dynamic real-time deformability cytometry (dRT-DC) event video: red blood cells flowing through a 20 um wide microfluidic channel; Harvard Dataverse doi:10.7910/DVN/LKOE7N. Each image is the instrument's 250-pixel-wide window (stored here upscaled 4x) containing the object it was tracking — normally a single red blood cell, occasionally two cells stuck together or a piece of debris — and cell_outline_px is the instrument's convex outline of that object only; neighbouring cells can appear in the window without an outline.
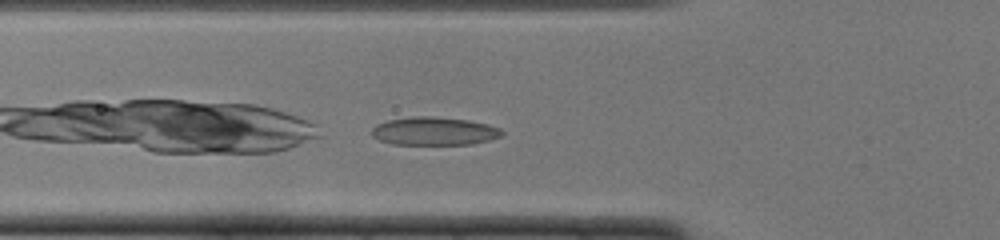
{"species": "common noctule bat (a hibernating species)", "species_latin": "Nyctalus noctula", "temperature_condition": "cold", "stored_images_in_passage": 24, "camera_frame_rate_fps": 3000, "um_per_image_px": 0.085, "animal": {"sex": "female", "body_mass_g": 22.0, "forearm_length_mm": 56.7}, "frame": {"image": 1, "passage_image": 3, "time_ms": 0.667, "image_size_px": [1000, 240], "cell_outline_px": [[504, 132], [500, 136], [488, 140], [472, 144], [392, 144], [380, 140], [372, 136], [372, 128], [376, 124], [388, 120], [412, 116], [432, 116], [468, 120], [488, 124], [500, 128]], "centroid_in_image_um": [36.89, 11.14], "position_along_channel_um": 88.9, "area_um2": 21.33}}
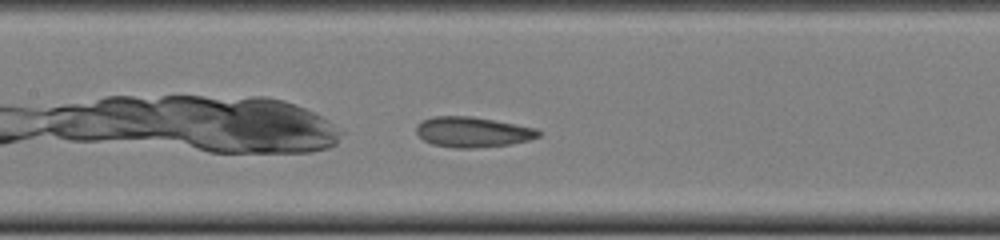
{"frame": {"image": 2, "passage_image": 9, "time_ms": 2.667, "image_size_px": [1000, 240], "cell_outline_px": [[540, 136], [528, 140], [508, 144], [472, 148], [452, 148], [432, 144], [424, 140], [416, 132], [416, 128], [424, 120], [436, 116], [472, 116], [536, 128], [540, 132]], "centroid_in_image_um": [40.17, 11.22], "position_along_channel_um": 167.2, "area_um2": 21.27}}
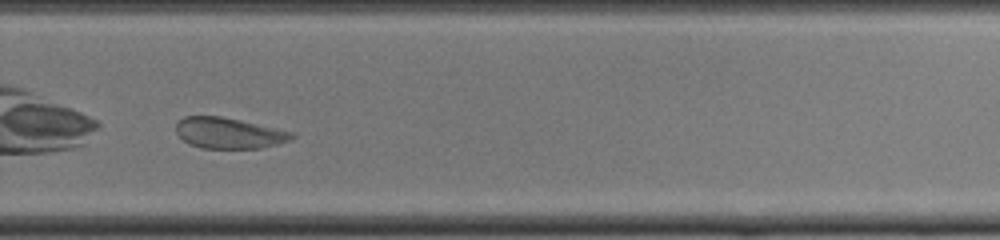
{"frame": {"image": 3, "passage_image": 20, "time_ms": 6.333, "image_size_px": [1000, 240], "cell_outline_px": [[296, 136], [288, 140], [276, 144], [260, 148], [200, 148], [188, 144], [176, 132], [176, 120], [184, 116], [220, 116], [240, 120], [292, 132]], "centroid_in_image_um": [19.38, 11.3], "position_along_channel_um": 310.4, "area_um2": 20.69}, "authors_computed_cell_mechanics": {"area_um2": 20.8947, "velocity_mm_per_s": 3.9107, "shape_relaxation_time_tau1_ms": 2.9555, "shape_relaxation_time_tau2_ms": 1.347, "deformation_change_tau1": 0.072, "deformation_change_tau2": 0.0547}}